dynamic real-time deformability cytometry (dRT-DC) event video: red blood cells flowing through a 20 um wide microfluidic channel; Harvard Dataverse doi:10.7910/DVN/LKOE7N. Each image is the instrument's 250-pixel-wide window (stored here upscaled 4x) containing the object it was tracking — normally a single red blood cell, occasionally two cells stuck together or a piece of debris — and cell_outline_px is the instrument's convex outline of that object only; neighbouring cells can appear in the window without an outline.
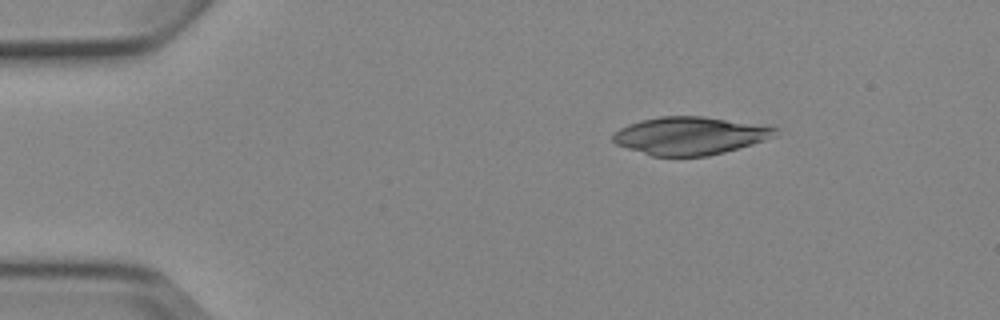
{"species": "Egyptian fruit bat (a non-hibernating species)", "species_latin": "Rousettus aegyptiacus", "temperature_condition": "cold", "stored_images_in_passage": 3, "camera_frame_rate_fps": 3000, "um_per_image_px": 0.085, "animal": {"sex": "female"}, "frame": {"image": 1, "passage_image": 1, "time_ms": 0.0, "image_size_px": [1000, 320], "cell_outline_px": [[780, 128], [776, 136], [752, 144], [724, 152], [708, 156], [652, 156], [616, 144], [612, 140], [612, 136], [620, 128], [628, 124], [640, 120], [660, 116], [704, 116], [768, 124]], "centroid_in_image_um": [58.73, 11.51], "position_along_channel_um": 26.3, "area_um2": 36.24}}